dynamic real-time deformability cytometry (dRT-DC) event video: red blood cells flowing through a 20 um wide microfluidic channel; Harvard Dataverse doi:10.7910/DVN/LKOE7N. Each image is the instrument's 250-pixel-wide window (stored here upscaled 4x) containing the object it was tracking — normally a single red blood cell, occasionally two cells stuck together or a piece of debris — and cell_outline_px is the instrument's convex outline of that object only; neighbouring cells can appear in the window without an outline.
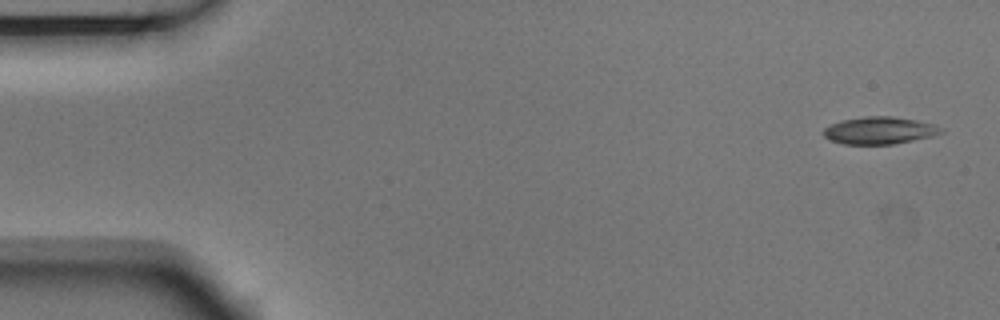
{"species": "Egyptian fruit bat (a non-hibernating species)", "species_latin": "Rousettus aegyptiacus", "temperature_condition": "room temperature", "stored_images_in_passage": 5, "camera_frame_rate_fps": 3000, "um_per_image_px": 0.085, "animal": {"sex": "male"}, "frame": {"image": 1, "passage_image": 1, "time_ms": 0.0, "image_size_px": [1000, 320], "cell_outline_px": [[944, 132], [932, 136], [892, 144], [844, 144], [828, 140], [824, 136], [824, 128], [832, 124], [844, 120], [864, 116], [892, 116], [916, 120], [936, 124], [944, 128]], "centroid_in_image_um": [74.79, 11.09], "position_along_channel_um": 10.2, "area_um2": 18.67}}